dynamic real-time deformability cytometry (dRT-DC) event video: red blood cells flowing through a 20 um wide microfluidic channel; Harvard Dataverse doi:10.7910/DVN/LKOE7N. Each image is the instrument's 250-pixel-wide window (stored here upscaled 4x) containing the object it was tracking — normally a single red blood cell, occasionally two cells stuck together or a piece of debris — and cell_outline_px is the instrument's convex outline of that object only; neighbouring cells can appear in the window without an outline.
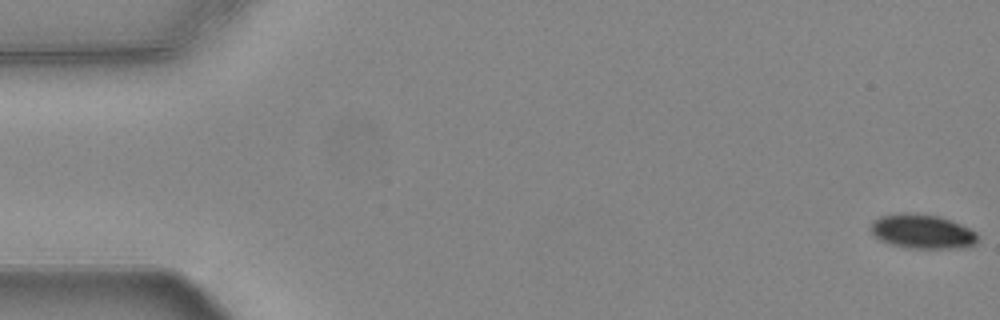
{"species": "common noctule bat (a hibernating species)", "species_latin": "Nyctalus noctula", "temperature_condition": "warm", "stored_images_in_passage": 10, "camera_frame_rate_fps": 3000, "um_per_image_px": 0.085, "animal": {"sex": "female", "body_mass_g": 24.6, "forearm_length_mm": 56.2}, "frame": {"image": 1, "passage_image": 1, "time_ms": 0.0, "image_size_px": [1000, 320], "cell_outline_px": [[976, 244], [964, 248], [904, 248], [880, 240], [868, 228], [872, 220], [880, 216], [940, 216], [952, 220], [976, 232]], "centroid_in_image_um": [78.41, 19.73], "position_along_channel_um": 6.6, "area_um2": 20.63}}